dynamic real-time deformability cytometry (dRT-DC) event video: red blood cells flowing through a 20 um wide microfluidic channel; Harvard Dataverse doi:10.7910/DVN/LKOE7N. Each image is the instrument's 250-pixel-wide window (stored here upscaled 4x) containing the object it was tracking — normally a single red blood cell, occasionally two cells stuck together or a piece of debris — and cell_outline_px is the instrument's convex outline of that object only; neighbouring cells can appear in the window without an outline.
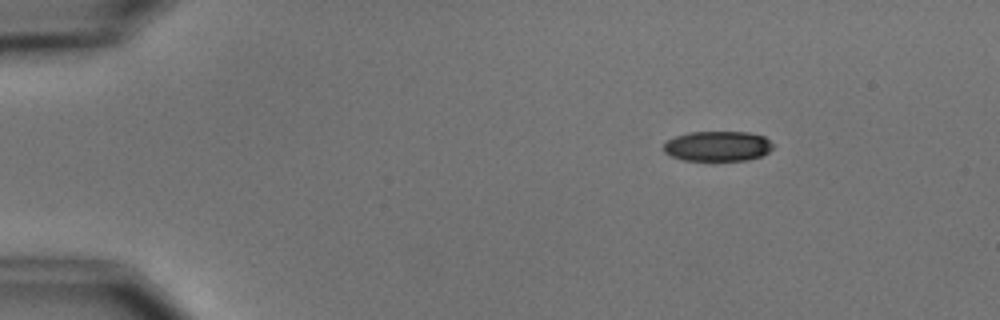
{"species": "common noctule bat (a hibernating species)", "species_latin": "Nyctalus noctula", "temperature_condition": "cold", "stored_images_in_passage": 5, "camera_frame_rate_fps": 3000, "um_per_image_px": 0.085, "animal": {"sex": "male", "body_mass_g": 15.6}, "frame": {"image": 1, "passage_image": 2, "time_ms": 1.333, "image_size_px": [1000, 320], "cell_outline_px": [[772, 148], [768, 152], [760, 156], [748, 160], [684, 160], [672, 156], [664, 152], [664, 140], [688, 132], [748, 132], [764, 136], [772, 144]], "centroid_in_image_um": [60.97, 12.41], "position_along_channel_um": 24.0, "area_um2": 19.13}}